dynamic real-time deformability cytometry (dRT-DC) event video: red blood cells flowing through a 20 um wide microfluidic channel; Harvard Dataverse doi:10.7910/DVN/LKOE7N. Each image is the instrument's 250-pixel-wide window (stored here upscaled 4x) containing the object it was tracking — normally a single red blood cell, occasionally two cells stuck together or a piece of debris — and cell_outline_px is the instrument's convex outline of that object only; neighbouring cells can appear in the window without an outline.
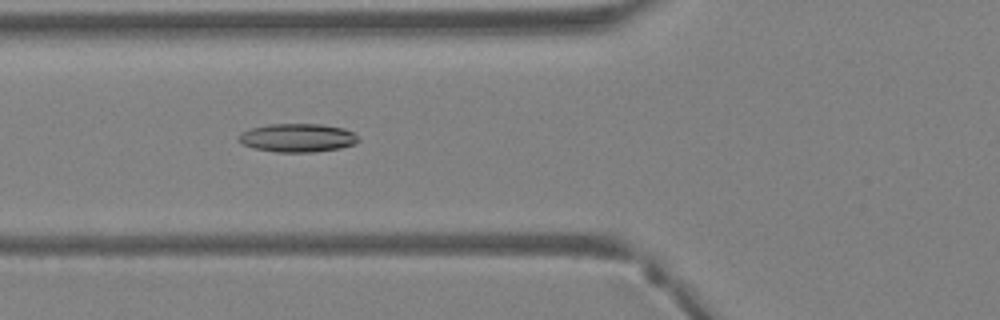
{"species": "Egyptian fruit bat (a non-hibernating species)", "species_latin": "Rousettus aegyptiacus", "temperature_condition": "warm", "stored_images_in_passage": 41, "camera_frame_rate_fps": 3000, "um_per_image_px": 0.085, "animal": {"sex": "female"}, "frame": {"image": 1, "passage_image": 16, "time_ms": 5.0, "image_size_px": [1000, 320], "cell_outline_px": [[360, 140], [356, 144], [340, 148], [312, 152], [276, 152], [252, 148], [236, 140], [240, 132], [248, 128], [268, 124], [320, 124], [344, 128], [360, 136]], "centroid_in_image_um": [25.27, 11.71], "position_along_channel_um": 100.5, "area_um2": 20.17}}
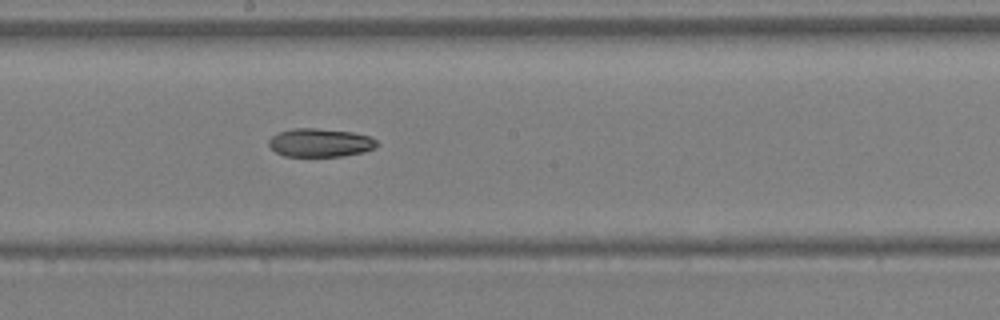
{"frame": {"image": 2, "passage_image": 23, "time_ms": 7.333, "image_size_px": [1000, 320], "cell_outline_px": [[376, 148], [364, 152], [340, 156], [284, 156], [276, 152], [268, 144], [268, 140], [272, 136], [280, 132], [292, 128], [316, 128], [352, 132], [372, 136], [376, 140]], "centroid_in_image_um": [27.22, 12.12], "position_along_channel_um": 221.0, "area_um2": 17.92}}
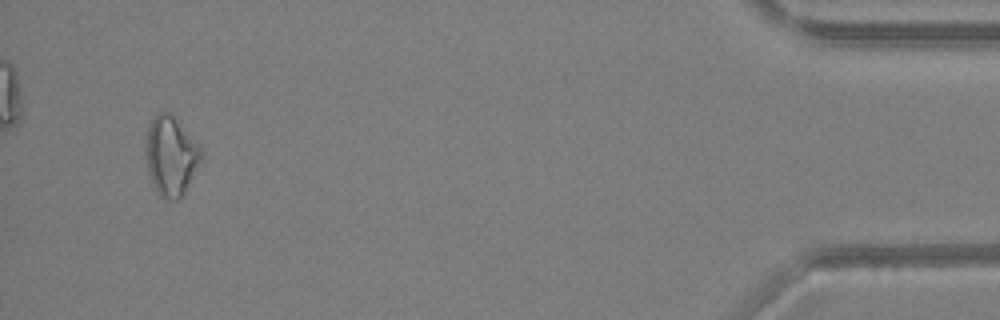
{"frame": {"image": 3, "passage_image": 39, "time_ms": 12.667, "image_size_px": [1000, 320], "cell_outline_px": [[204, 152], [184, 192], [176, 200], [168, 200], [160, 196], [156, 192], [152, 184], [148, 172], [144, 152], [144, 144], [148, 128], [152, 120], [160, 112], [172, 112], [200, 144]], "centroid_in_image_um": [14.51, 13.21], "position_along_channel_um": 420.7, "area_um2": 25.95}}